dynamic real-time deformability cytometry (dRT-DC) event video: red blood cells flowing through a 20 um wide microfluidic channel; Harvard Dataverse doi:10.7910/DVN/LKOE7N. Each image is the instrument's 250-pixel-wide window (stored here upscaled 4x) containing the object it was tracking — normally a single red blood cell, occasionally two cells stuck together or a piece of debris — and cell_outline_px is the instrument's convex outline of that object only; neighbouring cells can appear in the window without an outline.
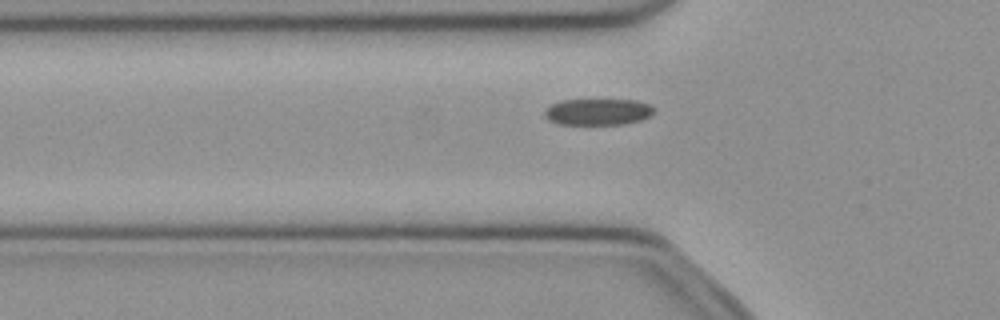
{"species": "common noctule bat (a hibernating species)", "species_latin": "Nyctalus noctula", "temperature_condition": "cold", "stored_images_in_passage": 46, "camera_frame_rate_fps": 3000, "um_per_image_px": 0.085, "animal": {"sex": "female", "body_mass_g": 21.9}, "frame": {"image": 1, "passage_image": 12, "time_ms": 3.667, "image_size_px": [1000, 320], "cell_outline_px": [[656, 108], [648, 116], [640, 120], [624, 124], [556, 124], [548, 120], [544, 116], [544, 108], [560, 100], [636, 100], [648, 104]], "centroid_in_image_um": [50.76, 9.5], "position_along_channel_um": 75.0, "area_um2": 16.88}}
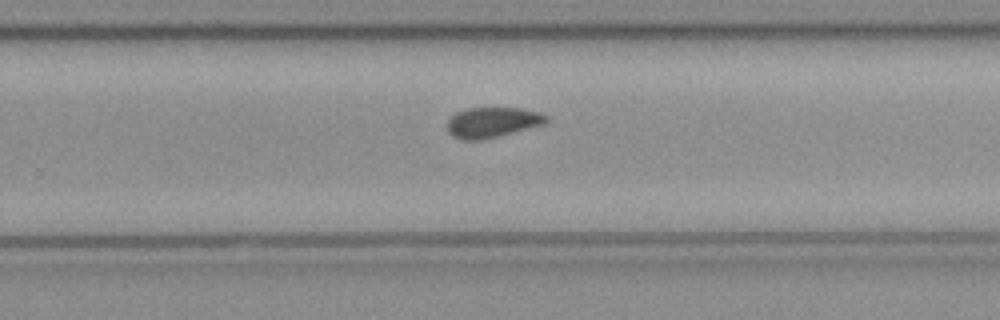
{"frame": {"image": 2, "passage_image": 28, "time_ms": 9.0, "image_size_px": [1000, 320], "cell_outline_px": [[548, 120], [544, 124], [480, 140], [460, 140], [452, 136], [448, 132], [448, 120], [456, 112], [468, 108], [520, 108], [540, 112], [548, 116]], "centroid_in_image_um": [41.83, 10.39], "position_along_channel_um": 288.0, "area_um2": 17.34}}
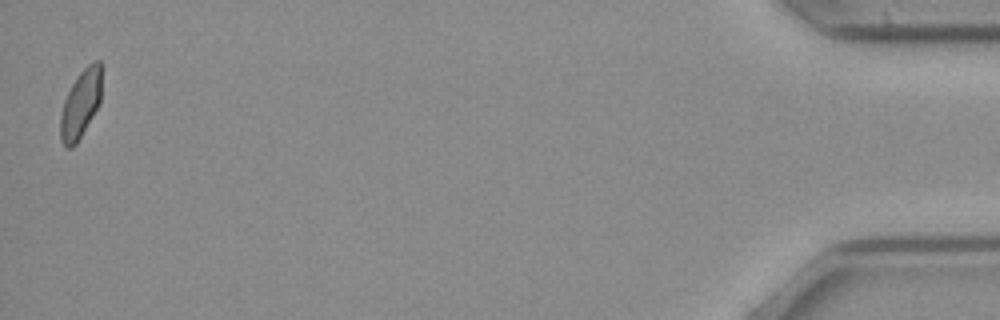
{"frame": {"image": 3, "passage_image": 46, "time_ms": 15.0, "image_size_px": [1000, 320], "cell_outline_px": [[104, 64], [100, 100], [92, 116], [76, 144], [72, 148], [64, 148], [60, 140], [60, 112], [64, 100], [76, 76], [92, 60], [100, 60]], "centroid_in_image_um": [6.87, 8.77], "position_along_channel_um": 428.3, "area_um2": 16.76}, "authors_computed_cell_mechanics": {"area_um2": 17.629, "velocity_mm_per_s": 3.9737, "shape_relaxation_time_tau1_ms": 4.8249, "shape_relaxation_time_tau2_ms": 7.7048, "deformation_change_tau1": 0.0981, "deformation_change_tau2": 0.1089}}